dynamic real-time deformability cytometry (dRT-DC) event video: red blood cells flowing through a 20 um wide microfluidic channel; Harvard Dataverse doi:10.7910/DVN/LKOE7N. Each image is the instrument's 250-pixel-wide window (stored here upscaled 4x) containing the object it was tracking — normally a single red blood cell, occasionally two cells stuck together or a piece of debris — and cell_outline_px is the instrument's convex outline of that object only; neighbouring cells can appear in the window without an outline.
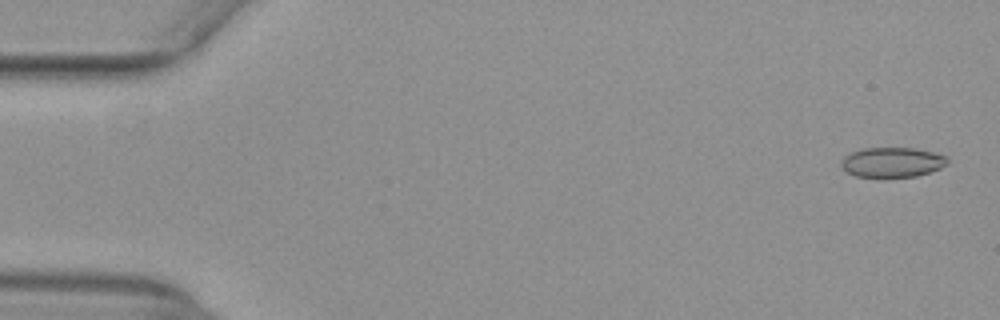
{"species": "common noctule bat (a hibernating species)", "species_latin": "Nyctalus noctula", "temperature_condition": "warm", "stored_images_in_passage": 26, "camera_frame_rate_fps": 3000, "um_per_image_px": 0.085, "animal": {"sex": "female", "body_mass_g": 29.2, "forearm_length_mm": 56.3}, "frame": {"image": 1, "passage_image": 2, "time_ms": 0.333, "image_size_px": [1000, 320], "cell_outline_px": [[948, 164], [940, 168], [916, 176], [876, 180], [856, 176], [840, 168], [840, 160], [844, 156], [860, 148], [916, 148], [948, 156]], "centroid_in_image_um": [75.78, 13.83], "position_along_channel_um": 9.2, "area_um2": 19.31}}
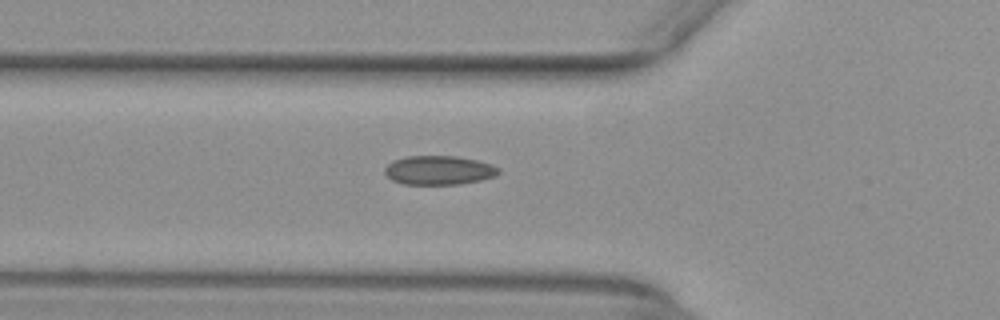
{"frame": {"image": 2, "passage_image": 19, "time_ms": 6.0, "image_size_px": [1000, 320], "cell_outline_px": [[500, 172], [496, 176], [480, 180], [460, 184], [404, 184], [392, 180], [384, 172], [384, 168], [392, 160], [408, 156], [456, 156], [476, 160], [492, 164], [500, 168]], "centroid_in_image_um": [37.31, 14.46], "position_along_channel_um": 88.5, "area_um2": 19.31}}
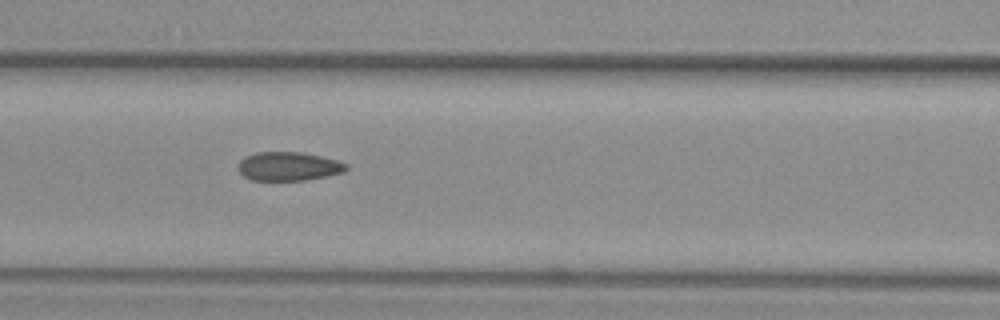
{"frame": {"image": 3, "passage_image": 23, "time_ms": 7.333, "image_size_px": [1000, 320], "cell_outline_px": [[348, 168], [344, 172], [328, 176], [304, 180], [252, 180], [244, 176], [236, 168], [240, 160], [244, 156], [256, 152], [300, 152], [320, 156], [336, 160], [348, 164]], "centroid_in_image_um": [24.51, 14.13], "position_along_channel_um": 142.1, "area_um2": 18.21}}